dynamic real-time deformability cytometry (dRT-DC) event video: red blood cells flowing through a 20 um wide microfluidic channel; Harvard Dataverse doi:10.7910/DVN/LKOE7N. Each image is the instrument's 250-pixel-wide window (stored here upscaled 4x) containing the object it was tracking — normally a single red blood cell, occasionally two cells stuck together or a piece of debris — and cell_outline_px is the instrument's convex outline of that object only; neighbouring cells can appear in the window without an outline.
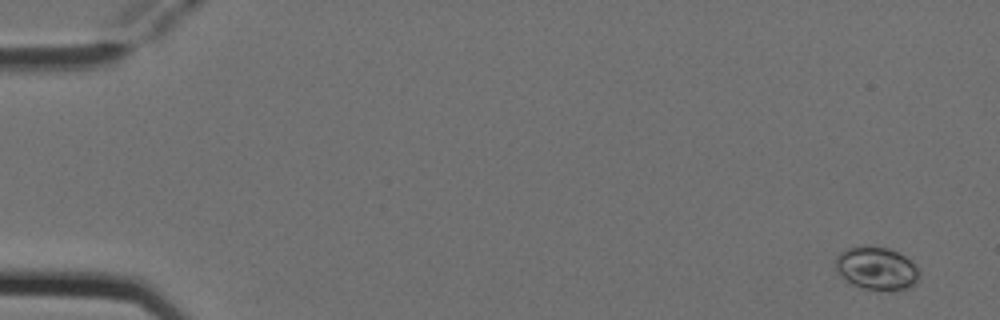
{"species": "Egyptian fruit bat (a non-hibernating species)", "species_latin": "Rousettus aegyptiacus", "temperature_condition": "cold", "stored_images_in_passage": 4, "camera_frame_rate_fps": 3000, "um_per_image_px": 0.085, "animal": {"sex": "female"}, "frame": {"image": 1, "passage_image": 1, "time_ms": 0.0, "image_size_px": [1000, 320], "cell_outline_px": [[920, 276], [916, 284], [908, 288], [892, 292], [864, 288], [852, 284], [840, 276], [836, 272], [836, 256], [844, 248], [888, 248], [904, 256], [920, 272]], "centroid_in_image_um": [74.51, 22.87], "position_along_channel_um": 10.5, "area_um2": 20.75}}
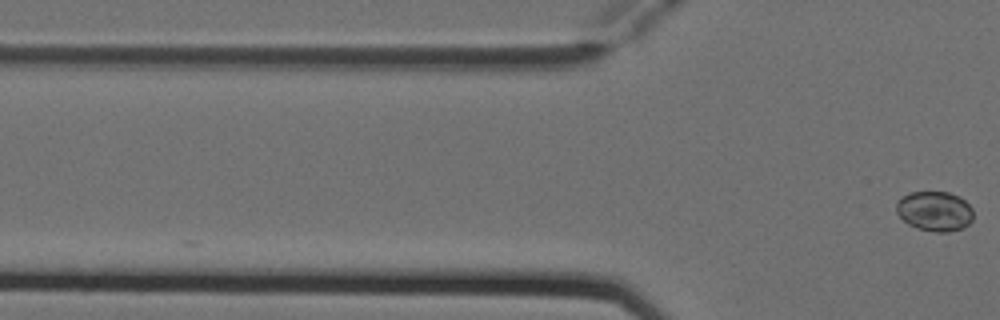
{"frame": {"image": 2, "passage_image": 4, "time_ms": 1.0, "image_size_px": [1000, 320], "cell_outline_px": [[972, 220], [964, 228], [948, 232], [932, 232], [916, 228], [908, 224], [896, 212], [896, 204], [904, 196], [912, 192], [948, 192], [960, 196], [972, 208]], "centroid_in_image_um": [79.46, 17.96], "position_along_channel_um": 46.3, "area_um2": 17.86}}